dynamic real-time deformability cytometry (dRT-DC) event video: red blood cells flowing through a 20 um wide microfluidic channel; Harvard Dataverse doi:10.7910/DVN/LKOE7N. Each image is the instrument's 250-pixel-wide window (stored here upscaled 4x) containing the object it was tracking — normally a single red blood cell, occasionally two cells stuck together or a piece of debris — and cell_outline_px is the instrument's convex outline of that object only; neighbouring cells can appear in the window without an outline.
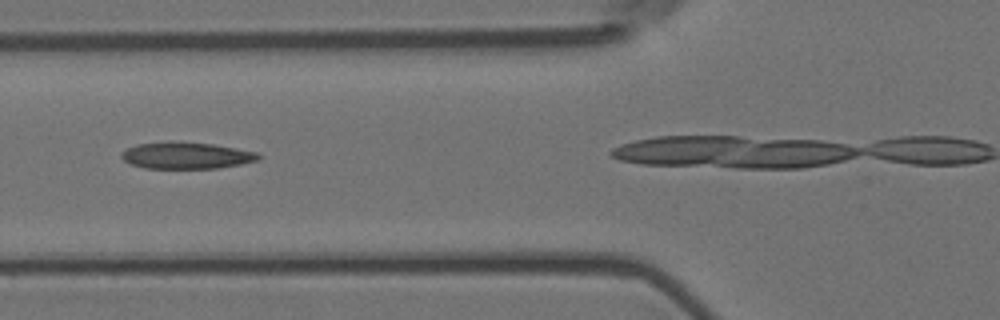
{"species": "Egyptian fruit bat (a non-hibernating species)", "species_latin": "Rousettus aegyptiacus", "temperature_condition": "room temperature", "stored_images_in_passage": 7, "camera_frame_rate_fps": 3000, "um_per_image_px": 0.085, "animal": {"sex": "female"}, "frame": {"image": 1, "passage_image": 4, "time_ms": 1.0, "image_size_px": [1000, 320], "cell_outline_px": [[260, 160], [220, 168], [144, 168], [132, 164], [124, 160], [120, 156], [120, 152], [136, 144], [212, 144], [236, 148], [256, 152], [260, 156]], "centroid_in_image_um": [15.87, 13.26], "position_along_channel_um": 109.9, "area_um2": 20.35}}